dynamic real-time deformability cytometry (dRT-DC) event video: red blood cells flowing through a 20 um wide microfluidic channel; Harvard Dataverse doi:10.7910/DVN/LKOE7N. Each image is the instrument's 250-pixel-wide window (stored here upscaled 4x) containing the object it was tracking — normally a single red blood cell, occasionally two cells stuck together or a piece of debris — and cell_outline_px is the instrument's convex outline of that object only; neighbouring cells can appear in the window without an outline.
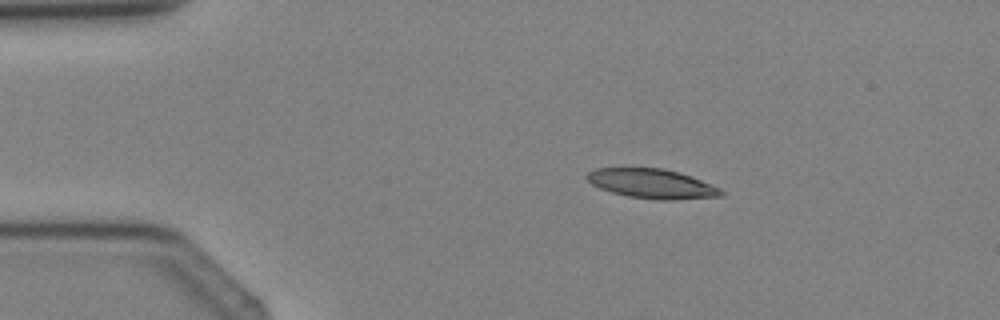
{"species": "Egyptian fruit bat (a non-hibernating species)", "species_latin": "Rousettus aegyptiacus", "temperature_condition": "cold", "stored_images_in_passage": 3, "camera_frame_rate_fps": 3000, "um_per_image_px": 0.085, "animal": {"sex": "female"}, "frame": {"image": 1, "passage_image": 2, "time_ms": 2.0, "image_size_px": [1000, 320], "cell_outline_px": [[724, 196], [672, 200], [660, 200], [628, 196], [612, 192], [600, 188], [592, 184], [584, 176], [588, 172], [596, 168], [664, 168], [700, 180], [720, 188], [724, 192]], "centroid_in_image_um": [55.4, 15.62], "position_along_channel_um": 29.6, "area_um2": 22.83}}